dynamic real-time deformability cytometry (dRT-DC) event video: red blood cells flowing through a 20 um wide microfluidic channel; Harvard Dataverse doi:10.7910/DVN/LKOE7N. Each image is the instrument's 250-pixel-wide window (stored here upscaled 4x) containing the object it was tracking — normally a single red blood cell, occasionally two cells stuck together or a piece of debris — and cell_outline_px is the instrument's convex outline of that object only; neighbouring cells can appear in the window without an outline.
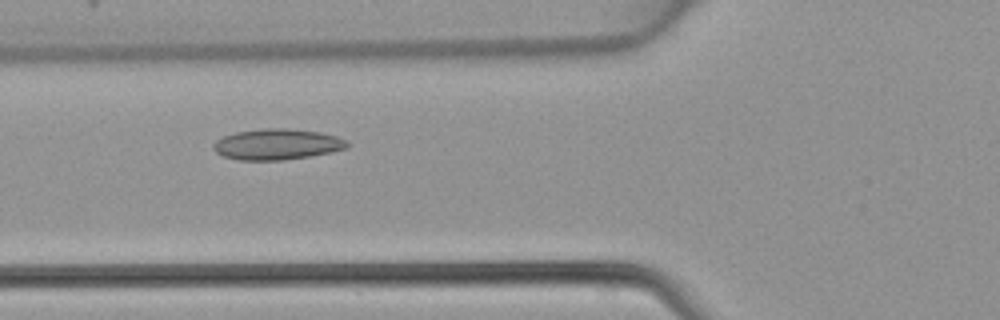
{"species": "common noctule bat (a hibernating species)", "species_latin": "Nyctalus noctula", "temperature_condition": "warm", "stored_images_in_passage": 45, "camera_frame_rate_fps": 3000, "um_per_image_px": 0.085, "animal": {"sex": "female", "body_mass_g": 22.7, "forearm_length_mm": 54.2}, "frame": {"image": 1, "passage_image": 17, "time_ms": 5.333, "image_size_px": [1000, 320], "cell_outline_px": [[348, 148], [332, 152], [284, 160], [240, 160], [224, 156], [216, 152], [212, 148], [212, 144], [216, 140], [224, 136], [236, 132], [264, 128], [288, 128], [320, 132], [336, 136], [344, 140], [348, 144]], "centroid_in_image_um": [23.53, 12.26], "position_along_channel_um": 102.3, "area_um2": 23.99}}
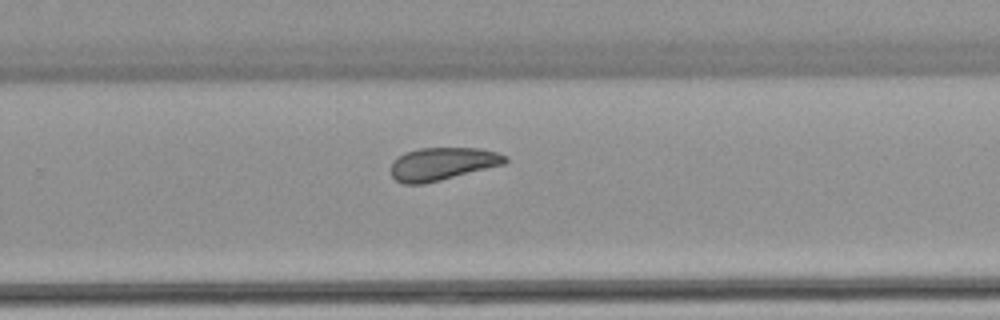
{"frame": {"image": 2, "passage_image": 30, "time_ms": 9.667, "image_size_px": [1000, 320], "cell_outline_px": [[508, 160], [504, 164], [424, 184], [404, 184], [396, 180], [392, 176], [392, 164], [404, 152], [420, 148], [484, 148], [508, 156]], "centroid_in_image_um": [37.63, 13.92], "position_along_channel_um": 292.2, "area_um2": 21.68}}
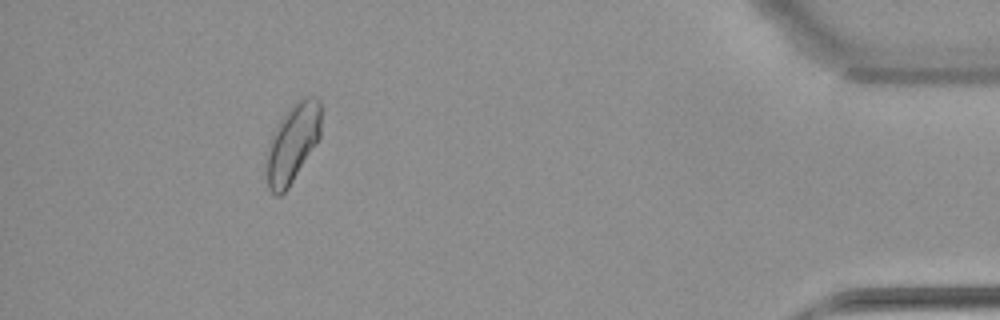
{"frame": {"image": 3, "passage_image": 42, "time_ms": 13.667, "image_size_px": [1000, 320], "cell_outline_px": [[320, 136], [288, 188], [280, 196], [276, 196], [268, 188], [264, 164], [264, 160], [272, 136], [280, 120], [288, 108], [304, 96], [316, 96], [320, 100]], "centroid_in_image_um": [24.84, 12.18], "position_along_channel_um": 410.4, "area_um2": 24.91}}